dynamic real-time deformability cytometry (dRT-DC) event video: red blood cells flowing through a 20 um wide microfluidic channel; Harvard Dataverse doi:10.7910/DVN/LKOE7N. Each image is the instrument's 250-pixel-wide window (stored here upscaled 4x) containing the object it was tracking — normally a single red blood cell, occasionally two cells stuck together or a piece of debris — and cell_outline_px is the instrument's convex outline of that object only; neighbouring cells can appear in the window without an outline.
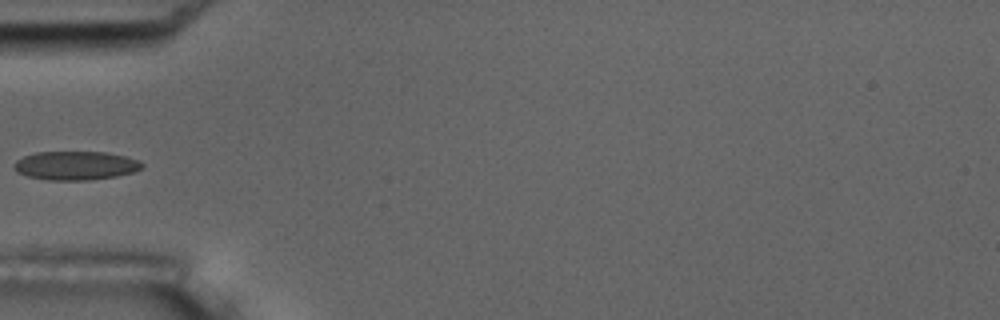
{"species": "common noctule bat (a hibernating species)", "species_latin": "Nyctalus noctula", "temperature_condition": "room temperature", "stored_images_in_passage": 6, "camera_frame_rate_fps": 3000, "um_per_image_px": 0.085, "animal": {"sex": "male", "body_mass_g": 17.5, "forearm_length_mm": 52.3}, "frame": {"image": 1, "passage_image": 6, "time_ms": 5.667, "image_size_px": [1000, 320], "cell_outline_px": [[144, 164], [140, 168], [132, 172], [116, 176], [88, 180], [48, 180], [28, 176], [16, 172], [12, 168], [12, 164], [16, 160], [24, 156], [36, 152], [104, 152], [124, 156], [140, 160]], "centroid_in_image_um": [6.38, 14.07], "position_along_channel_um": 78.6, "area_um2": 21.44}}